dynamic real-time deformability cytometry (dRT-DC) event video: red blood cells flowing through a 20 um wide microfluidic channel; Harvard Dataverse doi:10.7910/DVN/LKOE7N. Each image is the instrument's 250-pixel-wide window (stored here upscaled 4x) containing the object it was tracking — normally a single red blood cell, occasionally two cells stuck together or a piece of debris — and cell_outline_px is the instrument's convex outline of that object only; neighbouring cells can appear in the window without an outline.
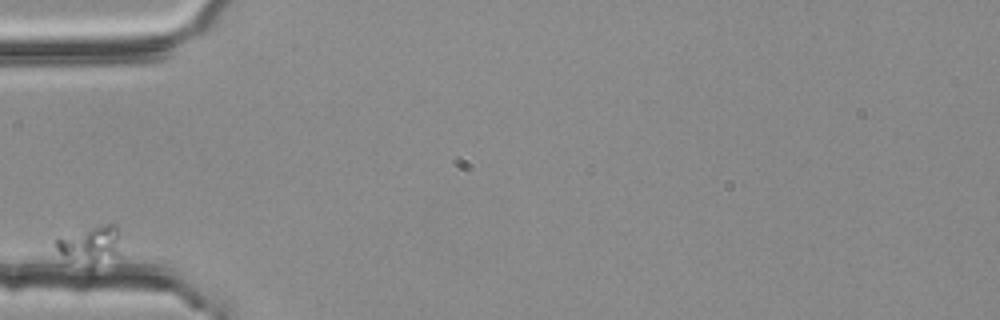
{"species": "common noctule bat (a hibernating species)", "species_latin": "Nyctalus noctula", "temperature_condition": "room temperature", "stored_images_in_passage": 1, "camera_frame_rate_fps": 3000, "um_per_image_px": 0.085, "animal": {"sex": "female", "body_mass_g": 25.1}, "frame": {"image": 1, "passage_image": 1, "time_ms": 0.0, "image_size_px": [1000, 320], "cell_outline_px": [[124, 256], [92, 272], [88, 272], [64, 264], [56, 248], [56, 240], [88, 228], [100, 224], [116, 224], [120, 232]], "centroid_in_image_um": [7.77, 21.04], "position_along_channel_um": 77.2, "area_um2": 16.94}}